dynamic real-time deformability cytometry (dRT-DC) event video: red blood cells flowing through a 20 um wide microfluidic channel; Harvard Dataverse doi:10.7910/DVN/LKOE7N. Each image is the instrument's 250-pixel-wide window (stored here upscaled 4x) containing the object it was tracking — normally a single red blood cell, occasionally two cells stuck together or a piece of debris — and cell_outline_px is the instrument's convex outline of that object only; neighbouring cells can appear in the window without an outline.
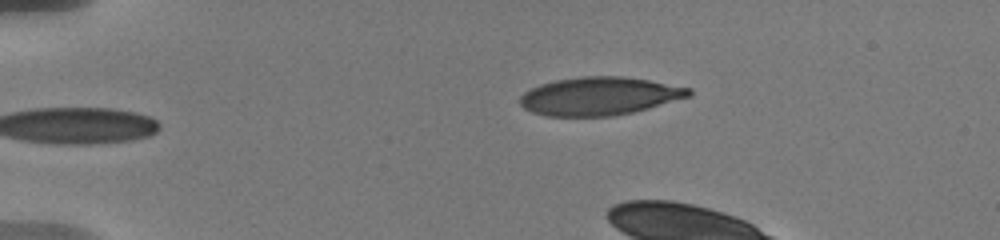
{"species": "human", "species_latin": "Homo sapiens", "temperature_condition": "warm", "stored_images_in_passage": 13, "camera_frame_rate_fps": 3000, "um_per_image_px": 0.085, "donor": {"sex": "male"}, "frame": {"image": 1, "passage_image": 1, "time_ms": 0.0, "image_size_px": [1000, 240], "cell_outline_px": [[692, 96], [648, 108], [632, 112], [612, 116], [548, 116], [532, 112], [524, 108], [520, 104], [520, 96], [524, 92], [540, 84], [556, 80], [580, 76], [624, 76], [648, 80], [692, 88]], "centroid_in_image_um": [50.96, 8.16], "position_along_channel_um": 34.0, "area_um2": 37.57}}
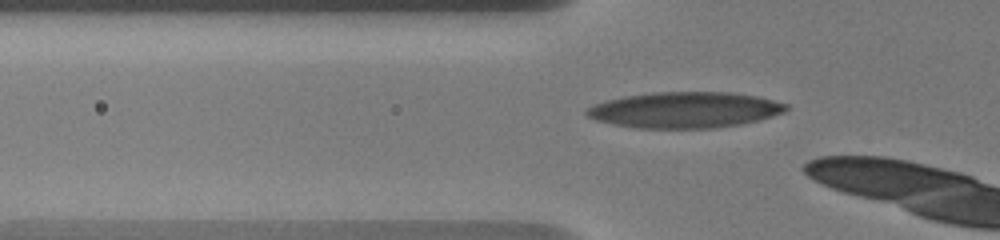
{"frame": {"image": 2, "passage_image": 9, "time_ms": 2.667, "image_size_px": [1000, 240], "cell_outline_px": [[788, 108], [784, 112], [772, 116], [740, 124], [712, 128], [636, 128], [596, 120], [588, 116], [584, 112], [588, 108], [596, 104], [608, 100], [624, 96], [652, 92], [732, 92], [760, 96], [788, 104]], "centroid_in_image_um": [58.24, 9.33], "position_along_channel_um": 67.6, "area_um2": 41.62}}